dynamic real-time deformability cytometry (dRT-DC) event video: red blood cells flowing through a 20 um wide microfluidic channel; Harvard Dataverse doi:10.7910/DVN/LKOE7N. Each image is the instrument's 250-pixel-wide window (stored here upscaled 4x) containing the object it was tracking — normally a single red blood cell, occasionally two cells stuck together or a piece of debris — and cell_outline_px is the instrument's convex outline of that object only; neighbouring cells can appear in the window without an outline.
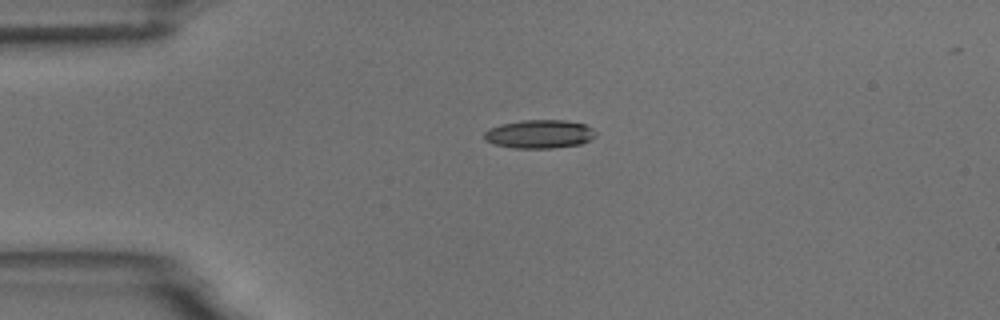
{"species": "common noctule bat (a hibernating species)", "species_latin": "Nyctalus noctula", "temperature_condition": "room temperature", "stored_images_in_passage": 2, "camera_frame_rate_fps": 3000, "um_per_image_px": 0.085, "animal": {"sex": "male", "body_mass_g": 18.8}, "frame": {"image": 1, "passage_image": 1, "time_ms": 0.0, "image_size_px": [1000, 320], "cell_outline_px": [[596, 136], [580, 144], [552, 148], [512, 148], [496, 144], [484, 140], [484, 132], [488, 128], [500, 124], [520, 120], [564, 120], [584, 124], [592, 128], [596, 132]], "centroid_in_image_um": [45.82, 11.39], "position_along_channel_um": 39.2, "area_um2": 18.55}}